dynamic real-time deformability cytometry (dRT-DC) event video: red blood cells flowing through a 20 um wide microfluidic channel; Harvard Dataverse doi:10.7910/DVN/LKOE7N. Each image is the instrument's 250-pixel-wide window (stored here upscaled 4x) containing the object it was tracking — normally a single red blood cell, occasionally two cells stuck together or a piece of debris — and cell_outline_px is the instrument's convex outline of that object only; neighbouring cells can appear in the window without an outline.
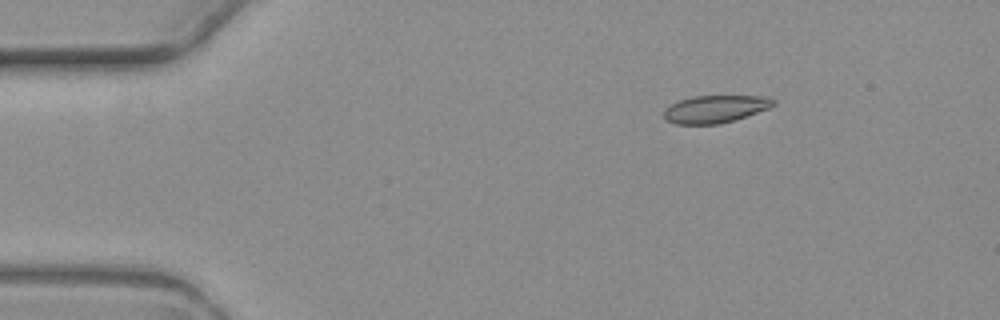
{"species": "common noctule bat (a hibernating species)", "species_latin": "Nyctalus noctula", "temperature_condition": "warm", "stored_images_in_passage": 5, "camera_frame_rate_fps": 3000, "um_per_image_px": 0.085, "animal": {"sex": "female", "body_mass_g": 19.3, "forearm_length_mm": 54.1}, "frame": {"image": 1, "passage_image": 1, "time_ms": 0.0, "image_size_px": [1000, 320], "cell_outline_px": [[776, 104], [768, 108], [720, 124], [676, 124], [668, 120], [664, 116], [664, 108], [680, 100], [692, 96], [768, 96], [776, 100]], "centroid_in_image_um": [60.8, 9.25], "position_along_channel_um": 24.2, "area_um2": 17.34}}
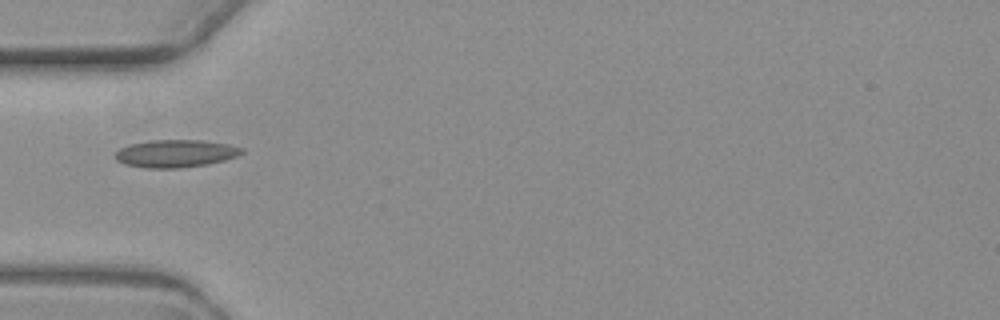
{"frame": {"image": 2, "passage_image": 3, "time_ms": 3.333, "image_size_px": [1000, 320], "cell_outline_px": [[244, 152], [236, 156], [224, 160], [208, 164], [180, 168], [144, 168], [124, 164], [116, 160], [112, 156], [120, 148], [128, 144], [148, 140], [200, 140], [228, 144], [244, 148]], "centroid_in_image_um": [14.88, 13.05], "position_along_channel_um": 70.1, "area_um2": 20.58}}
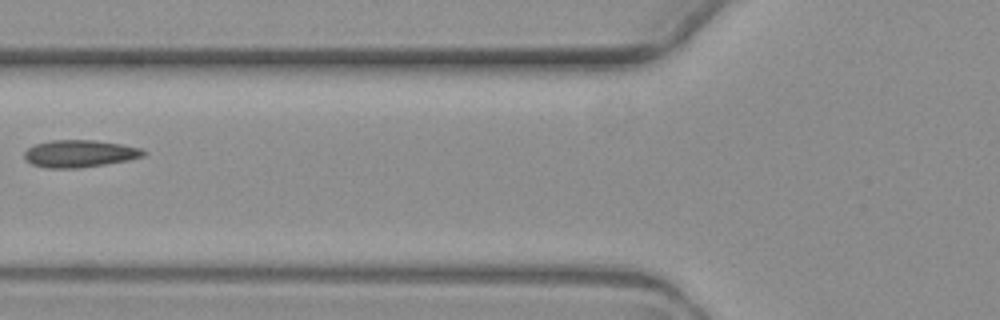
{"frame": {"image": 3, "passage_image": 4, "time_ms": 4.667, "image_size_px": [1000, 320], "cell_outline_px": [[148, 152], [144, 156], [128, 160], [104, 164], [76, 168], [44, 168], [32, 164], [24, 156], [24, 152], [28, 148], [36, 144], [52, 140], [96, 140], [120, 144], [140, 148]], "centroid_in_image_um": [6.77, 13.05], "position_along_channel_um": 119.0, "area_um2": 18.79}}